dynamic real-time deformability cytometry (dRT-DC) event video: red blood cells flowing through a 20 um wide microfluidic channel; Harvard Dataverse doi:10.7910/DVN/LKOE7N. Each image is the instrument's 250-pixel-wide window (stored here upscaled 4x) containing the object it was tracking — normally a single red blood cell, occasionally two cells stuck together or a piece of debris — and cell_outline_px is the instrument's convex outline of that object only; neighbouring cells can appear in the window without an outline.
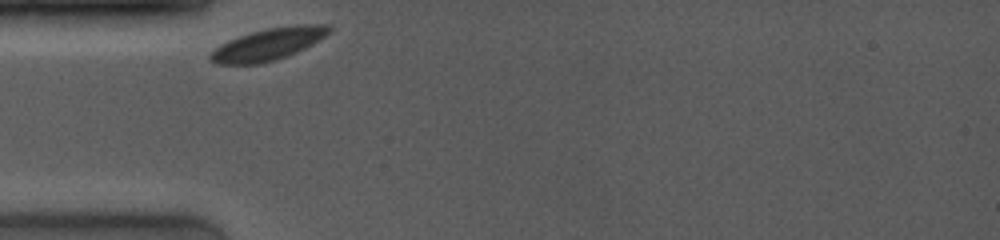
{"species": "common noctule bat (a hibernating species)", "species_latin": "Nyctalus noctula", "temperature_condition": "room temperature", "stored_images_in_passage": 38, "camera_frame_rate_fps": 4000, "um_per_image_px": 0.085, "animal": {"sex": "female", "body_mass_g": 19.0, "forearm_length_mm": 53.3}, "frame": {"image": 1, "passage_image": 1, "time_ms": 0.0, "image_size_px": [1000, 240], "cell_outline_px": [[332, 28], [320, 40], [296, 52], [260, 64], [216, 64], [208, 56], [220, 44], [240, 36], [252, 32], [268, 28], [300, 24], [328, 24]], "centroid_in_image_um": [22.81, 3.75], "position_along_channel_um": 62.2, "area_um2": 21.68}}
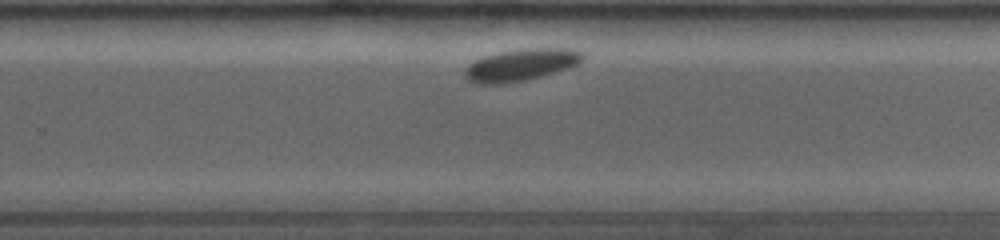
{"frame": {"image": 2, "passage_image": 26, "time_ms": 6.25, "image_size_px": [1000, 240], "cell_outline_px": [[584, 60], [576, 64], [540, 76], [524, 80], [500, 84], [476, 84], [468, 80], [464, 76], [464, 68], [468, 64], [484, 56], [500, 52], [524, 48], [568, 48], [584, 52]], "centroid_in_image_um": [44.24, 5.5], "position_along_channel_um": 285.6, "area_um2": 21.79}}
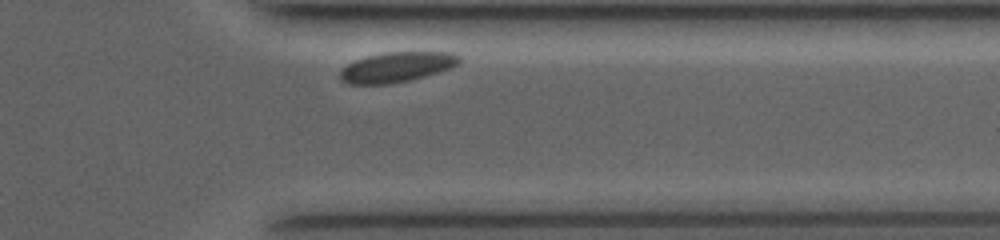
{"frame": {"image": 3, "passage_image": 36, "time_ms": 8.75, "image_size_px": [1000, 240], "cell_outline_px": [[460, 64], [452, 68], [424, 76], [392, 84], [348, 84], [340, 80], [340, 72], [348, 64], [356, 60], [368, 56], [384, 52], [452, 52], [460, 56]], "centroid_in_image_um": [33.75, 5.7], "position_along_channel_um": 377.6, "area_um2": 20.87}}